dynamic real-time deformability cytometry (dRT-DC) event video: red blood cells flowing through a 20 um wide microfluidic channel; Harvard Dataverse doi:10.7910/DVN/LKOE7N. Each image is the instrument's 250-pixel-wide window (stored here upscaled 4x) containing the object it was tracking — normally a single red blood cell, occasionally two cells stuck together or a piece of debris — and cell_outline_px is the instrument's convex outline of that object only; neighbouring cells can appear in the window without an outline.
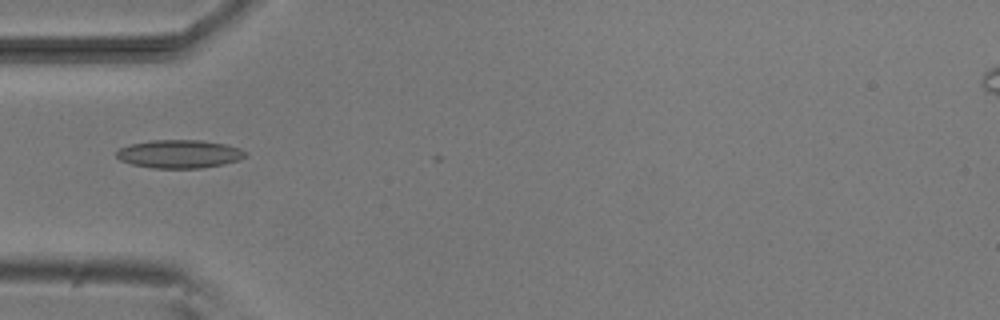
{"species": "common noctule bat (a hibernating species)", "species_latin": "Nyctalus noctula", "temperature_condition": "room temperature", "stored_images_in_passage": 6, "camera_frame_rate_fps": 3000, "um_per_image_px": 0.085, "animal": {"sex": "male", "body_mass_g": 20.5, "forearm_length_mm": 52.5}, "frame": {"image": 1, "passage_image": 1, "time_ms": 0.0, "image_size_px": [1000, 320], "cell_outline_px": [[248, 156], [240, 160], [224, 164], [200, 168], [152, 168], [132, 164], [120, 160], [116, 156], [116, 152], [120, 148], [132, 144], [152, 140], [200, 140], [224, 144], [240, 148], [248, 152]], "centroid_in_image_um": [15.29, 13.09], "position_along_channel_um": 69.7, "area_um2": 21.27}}
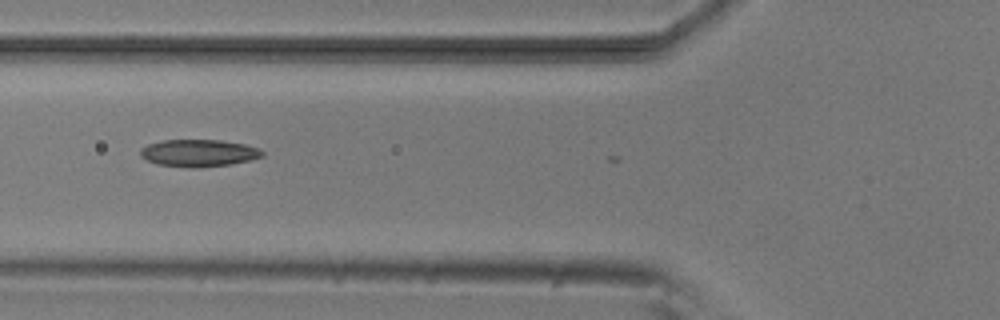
{"frame": {"image": 2, "passage_image": 4, "time_ms": 1.0, "image_size_px": [1000, 320], "cell_outline_px": [[264, 156], [232, 164], [200, 168], [192, 168], [156, 164], [140, 156], [140, 148], [148, 144], [164, 140], [220, 140], [244, 144], [260, 148], [264, 152]], "centroid_in_image_um": [16.89, 13.01], "position_along_channel_um": 108.9, "area_um2": 19.42}}